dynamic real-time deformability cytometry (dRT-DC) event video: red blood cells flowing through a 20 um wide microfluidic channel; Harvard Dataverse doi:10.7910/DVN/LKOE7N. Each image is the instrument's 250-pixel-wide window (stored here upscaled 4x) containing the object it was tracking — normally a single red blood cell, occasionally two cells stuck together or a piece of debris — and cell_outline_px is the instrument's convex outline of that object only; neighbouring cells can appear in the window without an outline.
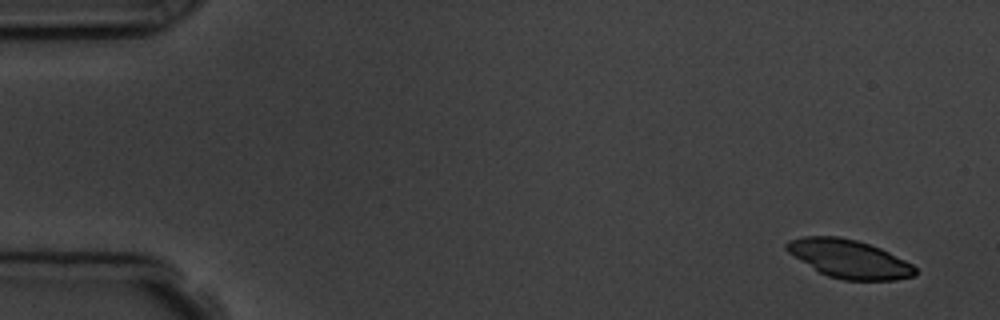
{"species": "common noctule bat (a hibernating species)", "species_latin": "Nyctalus noctula", "temperature_condition": "room temperature", "stored_images_in_passage": 4, "camera_frame_rate_fps": 3000, "um_per_image_px": 0.085, "animal": {"sex": "male", "body_mass_g": 19.5, "forearm_length_mm": 54.6}, "frame": {"image": 1, "passage_image": 1, "time_ms": 0.0, "image_size_px": [1000, 320], "cell_outline_px": [[916, 276], [896, 280], [844, 280], [828, 276], [820, 272], [788, 252], [784, 248], [784, 244], [788, 240], [804, 236], [840, 236], [856, 240], [880, 248], [912, 264], [916, 268]], "centroid_in_image_um": [72.17, 22.0], "position_along_channel_um": 12.8, "area_um2": 28.55}}